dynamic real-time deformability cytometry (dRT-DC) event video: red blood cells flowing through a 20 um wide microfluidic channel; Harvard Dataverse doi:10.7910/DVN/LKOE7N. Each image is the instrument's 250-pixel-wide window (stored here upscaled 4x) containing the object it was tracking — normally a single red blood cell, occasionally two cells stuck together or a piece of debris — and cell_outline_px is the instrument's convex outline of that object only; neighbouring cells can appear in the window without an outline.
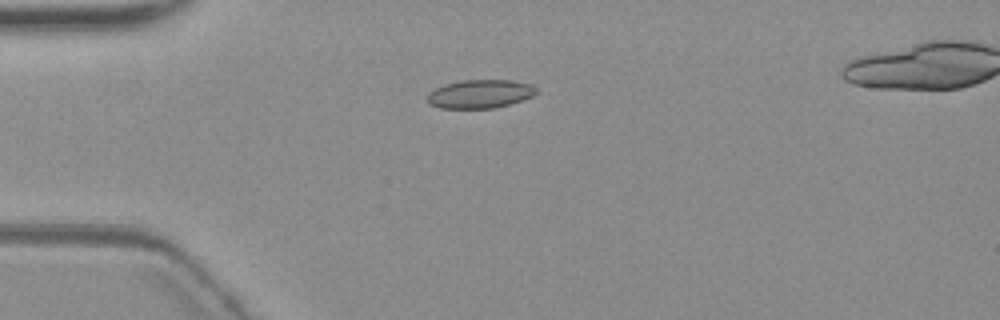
{"species": "common noctule bat (a hibernating species)", "species_latin": "Nyctalus noctula", "temperature_condition": "warm", "stored_images_in_passage": 7, "camera_frame_rate_fps": 3000, "um_per_image_px": 0.085, "animal": {"sex": "female", "body_mass_g": 19.3, "forearm_length_mm": 54.1}, "frame": {"image": 1, "passage_image": 4, "time_ms": 3.667, "image_size_px": [1000, 320], "cell_outline_px": [[536, 92], [532, 96], [508, 104], [492, 108], [440, 108], [428, 104], [428, 92], [444, 84], [460, 80], [512, 80], [532, 84], [536, 88]], "centroid_in_image_um": [40.77, 7.97], "position_along_channel_um": 44.2, "area_um2": 18.03}}
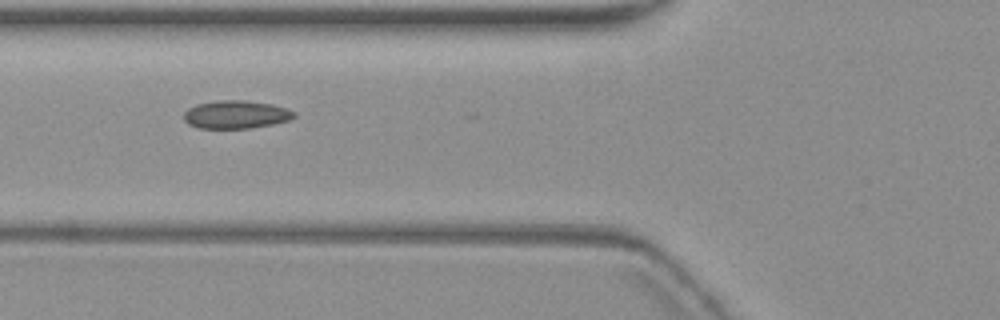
{"frame": {"image": 2, "passage_image": 6, "time_ms": 6.0, "image_size_px": [1000, 320], "cell_outline_px": [[296, 116], [288, 120], [272, 124], [248, 128], [200, 128], [188, 124], [184, 120], [184, 112], [188, 108], [196, 104], [220, 100], [244, 100], [272, 104], [296, 112]], "centroid_in_image_um": [20.03, 9.73], "position_along_channel_um": 105.8, "area_um2": 17.92}}